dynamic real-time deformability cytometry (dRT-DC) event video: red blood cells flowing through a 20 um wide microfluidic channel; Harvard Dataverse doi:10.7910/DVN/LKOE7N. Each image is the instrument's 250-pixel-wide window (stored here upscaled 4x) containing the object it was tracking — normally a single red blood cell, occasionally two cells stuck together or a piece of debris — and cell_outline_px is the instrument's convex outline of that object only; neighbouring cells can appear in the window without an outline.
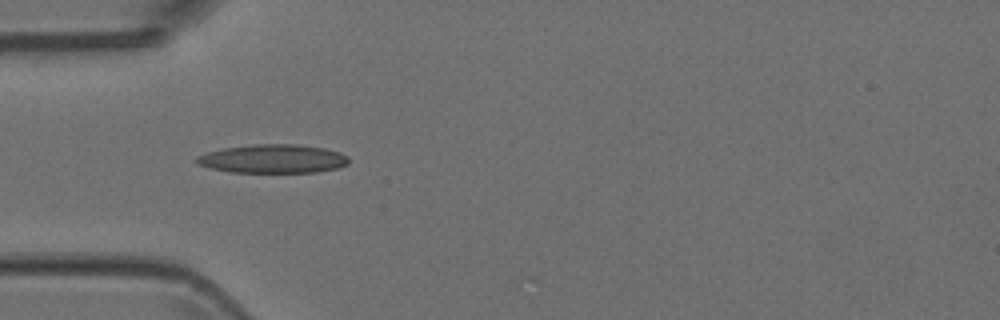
{"species": "Egyptian fruit bat (a non-hibernating species)", "species_latin": "Rousettus aegyptiacus", "temperature_condition": "room temperature", "stored_images_in_passage": 5, "camera_frame_rate_fps": 3000, "um_per_image_px": 0.085, "animal": {"sex": "female"}, "frame": {"image": 1, "passage_image": 4, "time_ms": 1.0, "image_size_px": [1000, 320], "cell_outline_px": [[348, 164], [336, 168], [316, 172], [228, 172], [196, 164], [192, 160], [196, 156], [208, 152], [224, 148], [252, 144], [296, 144], [324, 148], [340, 152], [348, 156]], "centroid_in_image_um": [23.16, 13.49], "position_along_channel_um": 61.8, "area_um2": 25.49}}
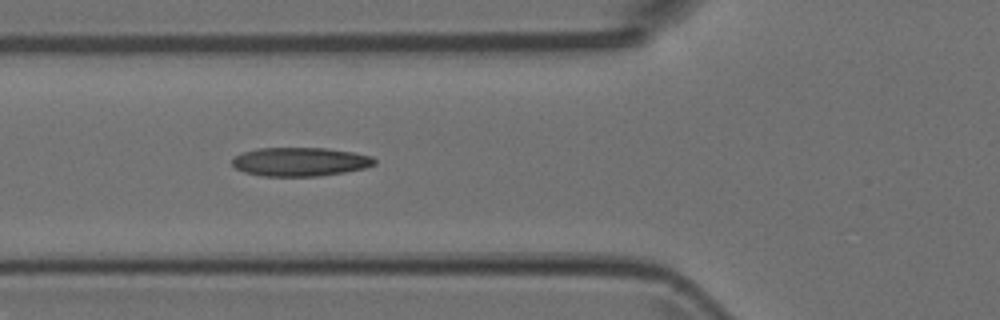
{"frame": {"image": 2, "passage_image": 5, "time_ms": 1.333, "image_size_px": [1000, 320], "cell_outline_px": [[376, 164], [364, 168], [344, 172], [320, 176], [264, 176], [244, 172], [236, 168], [232, 164], [232, 160], [236, 156], [244, 152], [256, 148], [324, 148], [352, 152], [372, 156], [376, 160]], "centroid_in_image_um": [25.52, 13.75], "position_along_channel_um": 100.3, "area_um2": 23.76}}